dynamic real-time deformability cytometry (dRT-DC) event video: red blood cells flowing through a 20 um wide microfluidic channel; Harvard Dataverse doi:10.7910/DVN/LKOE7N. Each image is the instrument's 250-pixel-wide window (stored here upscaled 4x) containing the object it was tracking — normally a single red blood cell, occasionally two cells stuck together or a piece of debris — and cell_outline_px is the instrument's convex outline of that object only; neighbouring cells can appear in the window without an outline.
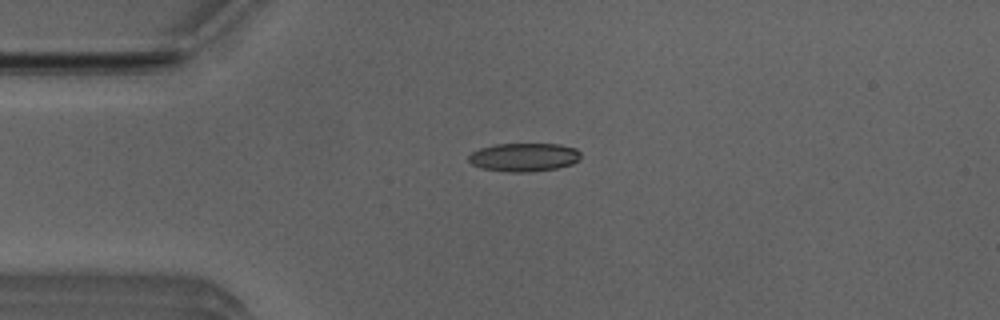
{"species": "Egyptian fruit bat (a non-hibernating species)", "species_latin": "Rousettus aegyptiacus", "temperature_condition": "room temperature", "stored_images_in_passage": 6, "camera_frame_rate_fps": 3000, "um_per_image_px": 0.085, "animal": {"sex": "male"}, "frame": {"image": 1, "passage_image": 2, "time_ms": 0.333, "image_size_px": [1000, 320], "cell_outline_px": [[580, 160], [572, 164], [556, 168], [528, 172], [508, 172], [480, 168], [472, 164], [468, 160], [468, 156], [472, 152], [480, 148], [496, 144], [560, 144], [576, 148], [580, 152]], "centroid_in_image_um": [44.54, 13.36], "position_along_channel_um": 40.5, "area_um2": 18.67}}
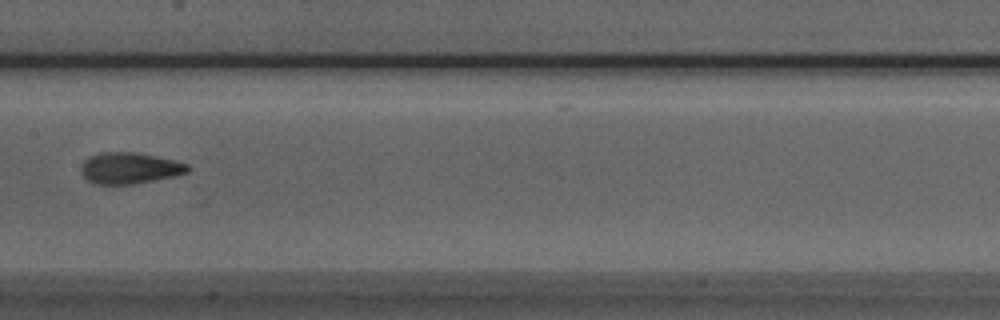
{"frame": {"image": 2, "passage_image": 6, "time_ms": 1.667, "image_size_px": [1000, 320], "cell_outline_px": [[192, 168], [188, 172], [172, 176], [132, 184], [96, 184], [88, 180], [80, 172], [80, 168], [84, 160], [88, 156], [100, 152], [136, 152], [172, 160], [188, 164]], "centroid_in_image_um": [10.97, 14.28], "position_along_channel_um": 196.4, "area_um2": 19.31}}